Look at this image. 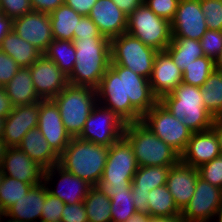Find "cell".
<instances>
[{
  "mask_svg": "<svg viewBox=\"0 0 222 222\" xmlns=\"http://www.w3.org/2000/svg\"><path fill=\"white\" fill-rule=\"evenodd\" d=\"M96 92L98 103L116 112L127 123L141 121L159 101L149 79L117 64H110Z\"/></svg>",
  "mask_w": 222,
  "mask_h": 222,
  "instance_id": "1",
  "label": "cell"
},
{
  "mask_svg": "<svg viewBox=\"0 0 222 222\" xmlns=\"http://www.w3.org/2000/svg\"><path fill=\"white\" fill-rule=\"evenodd\" d=\"M73 43L76 48V62L73 71L68 76V83L96 89L110 67V39H73Z\"/></svg>",
  "mask_w": 222,
  "mask_h": 222,
  "instance_id": "2",
  "label": "cell"
},
{
  "mask_svg": "<svg viewBox=\"0 0 222 222\" xmlns=\"http://www.w3.org/2000/svg\"><path fill=\"white\" fill-rule=\"evenodd\" d=\"M109 147L72 137L59 155V165L71 174L96 186L106 165Z\"/></svg>",
  "mask_w": 222,
  "mask_h": 222,
  "instance_id": "3",
  "label": "cell"
},
{
  "mask_svg": "<svg viewBox=\"0 0 222 222\" xmlns=\"http://www.w3.org/2000/svg\"><path fill=\"white\" fill-rule=\"evenodd\" d=\"M159 102L193 133L212 128L214 117L204 107L200 87L182 82Z\"/></svg>",
  "mask_w": 222,
  "mask_h": 222,
  "instance_id": "4",
  "label": "cell"
},
{
  "mask_svg": "<svg viewBox=\"0 0 222 222\" xmlns=\"http://www.w3.org/2000/svg\"><path fill=\"white\" fill-rule=\"evenodd\" d=\"M137 169L133 148L122 136L109 147L103 175L96 186L111 199L116 192L132 190V181Z\"/></svg>",
  "mask_w": 222,
  "mask_h": 222,
  "instance_id": "5",
  "label": "cell"
},
{
  "mask_svg": "<svg viewBox=\"0 0 222 222\" xmlns=\"http://www.w3.org/2000/svg\"><path fill=\"white\" fill-rule=\"evenodd\" d=\"M123 136L133 148L138 167L175 166L180 162V154L141 121L127 123Z\"/></svg>",
  "mask_w": 222,
  "mask_h": 222,
  "instance_id": "6",
  "label": "cell"
},
{
  "mask_svg": "<svg viewBox=\"0 0 222 222\" xmlns=\"http://www.w3.org/2000/svg\"><path fill=\"white\" fill-rule=\"evenodd\" d=\"M67 133L79 137L85 122L98 103L96 89L89 86L68 84L55 98Z\"/></svg>",
  "mask_w": 222,
  "mask_h": 222,
  "instance_id": "7",
  "label": "cell"
},
{
  "mask_svg": "<svg viewBox=\"0 0 222 222\" xmlns=\"http://www.w3.org/2000/svg\"><path fill=\"white\" fill-rule=\"evenodd\" d=\"M110 46V64L123 66L142 77L150 78L157 50L127 32L112 38Z\"/></svg>",
  "mask_w": 222,
  "mask_h": 222,
  "instance_id": "8",
  "label": "cell"
},
{
  "mask_svg": "<svg viewBox=\"0 0 222 222\" xmlns=\"http://www.w3.org/2000/svg\"><path fill=\"white\" fill-rule=\"evenodd\" d=\"M126 32L157 51H165L172 40L171 23L157 16L145 3L127 17Z\"/></svg>",
  "mask_w": 222,
  "mask_h": 222,
  "instance_id": "9",
  "label": "cell"
},
{
  "mask_svg": "<svg viewBox=\"0 0 222 222\" xmlns=\"http://www.w3.org/2000/svg\"><path fill=\"white\" fill-rule=\"evenodd\" d=\"M141 122L179 154L185 150L193 133L159 101L142 116Z\"/></svg>",
  "mask_w": 222,
  "mask_h": 222,
  "instance_id": "10",
  "label": "cell"
},
{
  "mask_svg": "<svg viewBox=\"0 0 222 222\" xmlns=\"http://www.w3.org/2000/svg\"><path fill=\"white\" fill-rule=\"evenodd\" d=\"M126 124L127 122L116 112L97 103L86 120L79 138L110 147L123 136Z\"/></svg>",
  "mask_w": 222,
  "mask_h": 222,
  "instance_id": "11",
  "label": "cell"
},
{
  "mask_svg": "<svg viewBox=\"0 0 222 222\" xmlns=\"http://www.w3.org/2000/svg\"><path fill=\"white\" fill-rule=\"evenodd\" d=\"M221 206L222 189L198 176L195 192L180 216L185 222H210Z\"/></svg>",
  "mask_w": 222,
  "mask_h": 222,
  "instance_id": "12",
  "label": "cell"
},
{
  "mask_svg": "<svg viewBox=\"0 0 222 222\" xmlns=\"http://www.w3.org/2000/svg\"><path fill=\"white\" fill-rule=\"evenodd\" d=\"M29 70L36 93L41 100L55 98L69 84L66 74L43 54Z\"/></svg>",
  "mask_w": 222,
  "mask_h": 222,
  "instance_id": "13",
  "label": "cell"
},
{
  "mask_svg": "<svg viewBox=\"0 0 222 222\" xmlns=\"http://www.w3.org/2000/svg\"><path fill=\"white\" fill-rule=\"evenodd\" d=\"M208 30L200 0H180L171 22L172 38H189L200 41Z\"/></svg>",
  "mask_w": 222,
  "mask_h": 222,
  "instance_id": "14",
  "label": "cell"
},
{
  "mask_svg": "<svg viewBox=\"0 0 222 222\" xmlns=\"http://www.w3.org/2000/svg\"><path fill=\"white\" fill-rule=\"evenodd\" d=\"M12 30L42 54L54 40L49 14L31 11L12 21Z\"/></svg>",
  "mask_w": 222,
  "mask_h": 222,
  "instance_id": "15",
  "label": "cell"
},
{
  "mask_svg": "<svg viewBox=\"0 0 222 222\" xmlns=\"http://www.w3.org/2000/svg\"><path fill=\"white\" fill-rule=\"evenodd\" d=\"M37 128L53 150L60 155L71 140L63 124L56 103L52 100H41Z\"/></svg>",
  "mask_w": 222,
  "mask_h": 222,
  "instance_id": "16",
  "label": "cell"
},
{
  "mask_svg": "<svg viewBox=\"0 0 222 222\" xmlns=\"http://www.w3.org/2000/svg\"><path fill=\"white\" fill-rule=\"evenodd\" d=\"M56 173H58L57 177L60 178L59 182L57 183V188L53 190L51 188L52 186L49 184L50 181L52 182L53 176ZM44 183L46 184L48 193L59 198L65 204H76L78 202H83L89 193L90 188L92 187L88 182L71 174L59 164H56L44 171ZM47 184L49 186H47Z\"/></svg>",
  "mask_w": 222,
  "mask_h": 222,
  "instance_id": "17",
  "label": "cell"
},
{
  "mask_svg": "<svg viewBox=\"0 0 222 222\" xmlns=\"http://www.w3.org/2000/svg\"><path fill=\"white\" fill-rule=\"evenodd\" d=\"M40 101L32 104L13 106L5 118L3 136L8 147H18L25 134L37 128Z\"/></svg>",
  "mask_w": 222,
  "mask_h": 222,
  "instance_id": "18",
  "label": "cell"
},
{
  "mask_svg": "<svg viewBox=\"0 0 222 222\" xmlns=\"http://www.w3.org/2000/svg\"><path fill=\"white\" fill-rule=\"evenodd\" d=\"M221 154L217 135L214 129L211 128L192 133L185 150L180 154V162L198 168Z\"/></svg>",
  "mask_w": 222,
  "mask_h": 222,
  "instance_id": "19",
  "label": "cell"
},
{
  "mask_svg": "<svg viewBox=\"0 0 222 222\" xmlns=\"http://www.w3.org/2000/svg\"><path fill=\"white\" fill-rule=\"evenodd\" d=\"M183 71L166 51H158L149 83L154 96L160 100L182 83Z\"/></svg>",
  "mask_w": 222,
  "mask_h": 222,
  "instance_id": "20",
  "label": "cell"
},
{
  "mask_svg": "<svg viewBox=\"0 0 222 222\" xmlns=\"http://www.w3.org/2000/svg\"><path fill=\"white\" fill-rule=\"evenodd\" d=\"M4 176L16 178L21 182L34 185L44 181V171L39 164L18 147H8L0 167Z\"/></svg>",
  "mask_w": 222,
  "mask_h": 222,
  "instance_id": "21",
  "label": "cell"
},
{
  "mask_svg": "<svg viewBox=\"0 0 222 222\" xmlns=\"http://www.w3.org/2000/svg\"><path fill=\"white\" fill-rule=\"evenodd\" d=\"M110 40L127 31V15L112 0H97L88 15Z\"/></svg>",
  "mask_w": 222,
  "mask_h": 222,
  "instance_id": "22",
  "label": "cell"
},
{
  "mask_svg": "<svg viewBox=\"0 0 222 222\" xmlns=\"http://www.w3.org/2000/svg\"><path fill=\"white\" fill-rule=\"evenodd\" d=\"M198 176L197 168L187 166L181 162L170 167L166 186L173 197L175 205L180 211H182L191 200L195 192Z\"/></svg>",
  "mask_w": 222,
  "mask_h": 222,
  "instance_id": "23",
  "label": "cell"
},
{
  "mask_svg": "<svg viewBox=\"0 0 222 222\" xmlns=\"http://www.w3.org/2000/svg\"><path fill=\"white\" fill-rule=\"evenodd\" d=\"M47 193L48 189L44 181L32 186L26 196L6 210V218H11L7 222H37L35 219L41 218Z\"/></svg>",
  "mask_w": 222,
  "mask_h": 222,
  "instance_id": "24",
  "label": "cell"
},
{
  "mask_svg": "<svg viewBox=\"0 0 222 222\" xmlns=\"http://www.w3.org/2000/svg\"><path fill=\"white\" fill-rule=\"evenodd\" d=\"M18 148L45 170L59 164V155L49 145L38 128L29 130L22 138Z\"/></svg>",
  "mask_w": 222,
  "mask_h": 222,
  "instance_id": "25",
  "label": "cell"
},
{
  "mask_svg": "<svg viewBox=\"0 0 222 222\" xmlns=\"http://www.w3.org/2000/svg\"><path fill=\"white\" fill-rule=\"evenodd\" d=\"M3 87L13 106L41 101L33 85L29 68H20Z\"/></svg>",
  "mask_w": 222,
  "mask_h": 222,
  "instance_id": "26",
  "label": "cell"
},
{
  "mask_svg": "<svg viewBox=\"0 0 222 222\" xmlns=\"http://www.w3.org/2000/svg\"><path fill=\"white\" fill-rule=\"evenodd\" d=\"M0 49L14 59L21 68H29L42 56L38 49L20 38L13 30L4 37L0 43Z\"/></svg>",
  "mask_w": 222,
  "mask_h": 222,
  "instance_id": "27",
  "label": "cell"
},
{
  "mask_svg": "<svg viewBox=\"0 0 222 222\" xmlns=\"http://www.w3.org/2000/svg\"><path fill=\"white\" fill-rule=\"evenodd\" d=\"M82 15L63 4L49 14L54 40L73 41L78 22Z\"/></svg>",
  "mask_w": 222,
  "mask_h": 222,
  "instance_id": "28",
  "label": "cell"
},
{
  "mask_svg": "<svg viewBox=\"0 0 222 222\" xmlns=\"http://www.w3.org/2000/svg\"><path fill=\"white\" fill-rule=\"evenodd\" d=\"M165 51L182 71L197 58L205 56L200 41L189 38H172Z\"/></svg>",
  "mask_w": 222,
  "mask_h": 222,
  "instance_id": "29",
  "label": "cell"
},
{
  "mask_svg": "<svg viewBox=\"0 0 222 222\" xmlns=\"http://www.w3.org/2000/svg\"><path fill=\"white\" fill-rule=\"evenodd\" d=\"M170 167L172 166L138 167L132 181V192H150L156 187L166 185Z\"/></svg>",
  "mask_w": 222,
  "mask_h": 222,
  "instance_id": "30",
  "label": "cell"
},
{
  "mask_svg": "<svg viewBox=\"0 0 222 222\" xmlns=\"http://www.w3.org/2000/svg\"><path fill=\"white\" fill-rule=\"evenodd\" d=\"M76 48L73 41L53 40L43 55L52 60L68 77L76 62Z\"/></svg>",
  "mask_w": 222,
  "mask_h": 222,
  "instance_id": "31",
  "label": "cell"
},
{
  "mask_svg": "<svg viewBox=\"0 0 222 222\" xmlns=\"http://www.w3.org/2000/svg\"><path fill=\"white\" fill-rule=\"evenodd\" d=\"M205 109L214 117L222 116V71L215 69L201 87Z\"/></svg>",
  "mask_w": 222,
  "mask_h": 222,
  "instance_id": "32",
  "label": "cell"
},
{
  "mask_svg": "<svg viewBox=\"0 0 222 222\" xmlns=\"http://www.w3.org/2000/svg\"><path fill=\"white\" fill-rule=\"evenodd\" d=\"M84 206L88 222H112L111 199L102 193L97 186H92L85 197Z\"/></svg>",
  "mask_w": 222,
  "mask_h": 222,
  "instance_id": "33",
  "label": "cell"
},
{
  "mask_svg": "<svg viewBox=\"0 0 222 222\" xmlns=\"http://www.w3.org/2000/svg\"><path fill=\"white\" fill-rule=\"evenodd\" d=\"M147 199L148 214L151 217H174L181 214L166 185L152 189Z\"/></svg>",
  "mask_w": 222,
  "mask_h": 222,
  "instance_id": "34",
  "label": "cell"
},
{
  "mask_svg": "<svg viewBox=\"0 0 222 222\" xmlns=\"http://www.w3.org/2000/svg\"><path fill=\"white\" fill-rule=\"evenodd\" d=\"M214 70L213 59L206 56L199 57L183 70L182 82L201 88Z\"/></svg>",
  "mask_w": 222,
  "mask_h": 222,
  "instance_id": "35",
  "label": "cell"
},
{
  "mask_svg": "<svg viewBox=\"0 0 222 222\" xmlns=\"http://www.w3.org/2000/svg\"><path fill=\"white\" fill-rule=\"evenodd\" d=\"M33 185L25 182H21L16 178L4 176L3 183L0 186V203L7 210L17 200H20L23 196L29 192Z\"/></svg>",
  "mask_w": 222,
  "mask_h": 222,
  "instance_id": "36",
  "label": "cell"
},
{
  "mask_svg": "<svg viewBox=\"0 0 222 222\" xmlns=\"http://www.w3.org/2000/svg\"><path fill=\"white\" fill-rule=\"evenodd\" d=\"M132 190L116 192L111 198V219L112 222H124L137 212L133 203Z\"/></svg>",
  "mask_w": 222,
  "mask_h": 222,
  "instance_id": "37",
  "label": "cell"
},
{
  "mask_svg": "<svg viewBox=\"0 0 222 222\" xmlns=\"http://www.w3.org/2000/svg\"><path fill=\"white\" fill-rule=\"evenodd\" d=\"M207 28L222 31V0H200Z\"/></svg>",
  "mask_w": 222,
  "mask_h": 222,
  "instance_id": "38",
  "label": "cell"
},
{
  "mask_svg": "<svg viewBox=\"0 0 222 222\" xmlns=\"http://www.w3.org/2000/svg\"><path fill=\"white\" fill-rule=\"evenodd\" d=\"M197 169L200 178L222 189V154Z\"/></svg>",
  "mask_w": 222,
  "mask_h": 222,
  "instance_id": "39",
  "label": "cell"
},
{
  "mask_svg": "<svg viewBox=\"0 0 222 222\" xmlns=\"http://www.w3.org/2000/svg\"><path fill=\"white\" fill-rule=\"evenodd\" d=\"M200 43L204 55L215 61L222 50V31L208 29L200 39Z\"/></svg>",
  "mask_w": 222,
  "mask_h": 222,
  "instance_id": "40",
  "label": "cell"
},
{
  "mask_svg": "<svg viewBox=\"0 0 222 222\" xmlns=\"http://www.w3.org/2000/svg\"><path fill=\"white\" fill-rule=\"evenodd\" d=\"M65 203L59 198L47 193L43 204L40 222H61Z\"/></svg>",
  "mask_w": 222,
  "mask_h": 222,
  "instance_id": "41",
  "label": "cell"
},
{
  "mask_svg": "<svg viewBox=\"0 0 222 222\" xmlns=\"http://www.w3.org/2000/svg\"><path fill=\"white\" fill-rule=\"evenodd\" d=\"M180 0H144V3L159 17L173 21Z\"/></svg>",
  "mask_w": 222,
  "mask_h": 222,
  "instance_id": "42",
  "label": "cell"
},
{
  "mask_svg": "<svg viewBox=\"0 0 222 222\" xmlns=\"http://www.w3.org/2000/svg\"><path fill=\"white\" fill-rule=\"evenodd\" d=\"M0 11L12 21L33 11L30 0H0Z\"/></svg>",
  "mask_w": 222,
  "mask_h": 222,
  "instance_id": "43",
  "label": "cell"
},
{
  "mask_svg": "<svg viewBox=\"0 0 222 222\" xmlns=\"http://www.w3.org/2000/svg\"><path fill=\"white\" fill-rule=\"evenodd\" d=\"M106 38L89 16H82L78 22L77 32L74 39Z\"/></svg>",
  "mask_w": 222,
  "mask_h": 222,
  "instance_id": "44",
  "label": "cell"
},
{
  "mask_svg": "<svg viewBox=\"0 0 222 222\" xmlns=\"http://www.w3.org/2000/svg\"><path fill=\"white\" fill-rule=\"evenodd\" d=\"M16 61L0 49V86L7 84L18 72Z\"/></svg>",
  "mask_w": 222,
  "mask_h": 222,
  "instance_id": "45",
  "label": "cell"
},
{
  "mask_svg": "<svg viewBox=\"0 0 222 222\" xmlns=\"http://www.w3.org/2000/svg\"><path fill=\"white\" fill-rule=\"evenodd\" d=\"M61 222H88L84 203L65 204Z\"/></svg>",
  "mask_w": 222,
  "mask_h": 222,
  "instance_id": "46",
  "label": "cell"
},
{
  "mask_svg": "<svg viewBox=\"0 0 222 222\" xmlns=\"http://www.w3.org/2000/svg\"><path fill=\"white\" fill-rule=\"evenodd\" d=\"M65 0H30L34 11L51 14L59 6L64 4Z\"/></svg>",
  "mask_w": 222,
  "mask_h": 222,
  "instance_id": "47",
  "label": "cell"
},
{
  "mask_svg": "<svg viewBox=\"0 0 222 222\" xmlns=\"http://www.w3.org/2000/svg\"><path fill=\"white\" fill-rule=\"evenodd\" d=\"M97 0H65L64 4L82 16H88Z\"/></svg>",
  "mask_w": 222,
  "mask_h": 222,
  "instance_id": "48",
  "label": "cell"
},
{
  "mask_svg": "<svg viewBox=\"0 0 222 222\" xmlns=\"http://www.w3.org/2000/svg\"><path fill=\"white\" fill-rule=\"evenodd\" d=\"M117 7L129 16L136 8L144 3V0H112Z\"/></svg>",
  "mask_w": 222,
  "mask_h": 222,
  "instance_id": "49",
  "label": "cell"
},
{
  "mask_svg": "<svg viewBox=\"0 0 222 222\" xmlns=\"http://www.w3.org/2000/svg\"><path fill=\"white\" fill-rule=\"evenodd\" d=\"M149 192H133V203L137 212H144L148 214V199Z\"/></svg>",
  "mask_w": 222,
  "mask_h": 222,
  "instance_id": "50",
  "label": "cell"
},
{
  "mask_svg": "<svg viewBox=\"0 0 222 222\" xmlns=\"http://www.w3.org/2000/svg\"><path fill=\"white\" fill-rule=\"evenodd\" d=\"M12 110L11 100L7 96L4 87L0 86V118H6Z\"/></svg>",
  "mask_w": 222,
  "mask_h": 222,
  "instance_id": "51",
  "label": "cell"
},
{
  "mask_svg": "<svg viewBox=\"0 0 222 222\" xmlns=\"http://www.w3.org/2000/svg\"><path fill=\"white\" fill-rule=\"evenodd\" d=\"M11 30L12 20L3 11H0V43Z\"/></svg>",
  "mask_w": 222,
  "mask_h": 222,
  "instance_id": "52",
  "label": "cell"
},
{
  "mask_svg": "<svg viewBox=\"0 0 222 222\" xmlns=\"http://www.w3.org/2000/svg\"><path fill=\"white\" fill-rule=\"evenodd\" d=\"M212 128L214 129L217 135L220 145V151L222 153V116L213 119Z\"/></svg>",
  "mask_w": 222,
  "mask_h": 222,
  "instance_id": "53",
  "label": "cell"
},
{
  "mask_svg": "<svg viewBox=\"0 0 222 222\" xmlns=\"http://www.w3.org/2000/svg\"><path fill=\"white\" fill-rule=\"evenodd\" d=\"M150 215L144 212H136L124 222H148Z\"/></svg>",
  "mask_w": 222,
  "mask_h": 222,
  "instance_id": "54",
  "label": "cell"
},
{
  "mask_svg": "<svg viewBox=\"0 0 222 222\" xmlns=\"http://www.w3.org/2000/svg\"><path fill=\"white\" fill-rule=\"evenodd\" d=\"M148 222H185L181 216L174 217H150Z\"/></svg>",
  "mask_w": 222,
  "mask_h": 222,
  "instance_id": "55",
  "label": "cell"
},
{
  "mask_svg": "<svg viewBox=\"0 0 222 222\" xmlns=\"http://www.w3.org/2000/svg\"><path fill=\"white\" fill-rule=\"evenodd\" d=\"M7 149H8L7 144L5 143V141L2 138H0V167L2 165L4 158H5Z\"/></svg>",
  "mask_w": 222,
  "mask_h": 222,
  "instance_id": "56",
  "label": "cell"
},
{
  "mask_svg": "<svg viewBox=\"0 0 222 222\" xmlns=\"http://www.w3.org/2000/svg\"><path fill=\"white\" fill-rule=\"evenodd\" d=\"M215 69L222 71V50L220 51L218 57L215 59Z\"/></svg>",
  "mask_w": 222,
  "mask_h": 222,
  "instance_id": "57",
  "label": "cell"
},
{
  "mask_svg": "<svg viewBox=\"0 0 222 222\" xmlns=\"http://www.w3.org/2000/svg\"><path fill=\"white\" fill-rule=\"evenodd\" d=\"M4 217H6V210L0 203V222H3L1 219H3ZM5 222H7V221H5Z\"/></svg>",
  "mask_w": 222,
  "mask_h": 222,
  "instance_id": "58",
  "label": "cell"
},
{
  "mask_svg": "<svg viewBox=\"0 0 222 222\" xmlns=\"http://www.w3.org/2000/svg\"><path fill=\"white\" fill-rule=\"evenodd\" d=\"M4 121L5 118H0V138L3 136Z\"/></svg>",
  "mask_w": 222,
  "mask_h": 222,
  "instance_id": "59",
  "label": "cell"
},
{
  "mask_svg": "<svg viewBox=\"0 0 222 222\" xmlns=\"http://www.w3.org/2000/svg\"><path fill=\"white\" fill-rule=\"evenodd\" d=\"M216 217H218V222H222V206L218 210Z\"/></svg>",
  "mask_w": 222,
  "mask_h": 222,
  "instance_id": "60",
  "label": "cell"
},
{
  "mask_svg": "<svg viewBox=\"0 0 222 222\" xmlns=\"http://www.w3.org/2000/svg\"><path fill=\"white\" fill-rule=\"evenodd\" d=\"M3 178H4V174H3L2 170L0 169V186L3 183Z\"/></svg>",
  "mask_w": 222,
  "mask_h": 222,
  "instance_id": "61",
  "label": "cell"
}]
</instances>
